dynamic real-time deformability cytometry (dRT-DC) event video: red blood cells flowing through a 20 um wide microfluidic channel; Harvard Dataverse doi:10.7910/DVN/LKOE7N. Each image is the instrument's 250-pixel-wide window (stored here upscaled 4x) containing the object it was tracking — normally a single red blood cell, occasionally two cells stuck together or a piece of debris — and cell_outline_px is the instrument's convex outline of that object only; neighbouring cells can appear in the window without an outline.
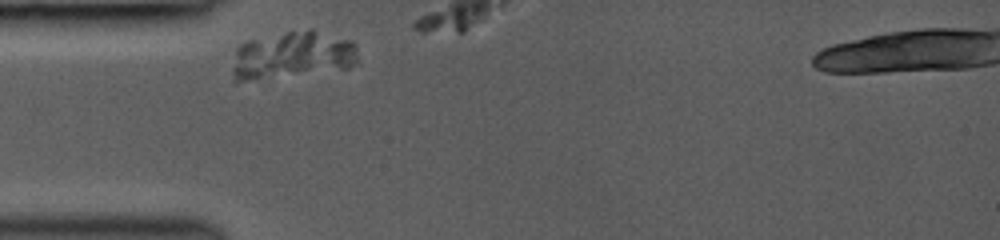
{"species": "common noctule bat (a hibernating species)", "species_latin": "Nyctalus noctula", "temperature_condition": "room temperature", "stored_images_in_passage": 4, "camera_frame_rate_fps": 3000, "um_per_image_px": 0.085, "animal": {"sex": "female", "body_mass_g": 19.0, "forearm_length_mm": 53.3}, "frame": {"image": 1, "passage_image": 1, "time_ms": 0.0, "image_size_px": [1000, 240], "cell_outline_px": [[360, 64], [348, 68], [236, 84], [232, 80], [232, 68], [236, 48], [240, 44], [248, 40], [308, 28], [312, 28], [352, 40], [356, 44]], "centroid_in_image_um": [24.86, 4.72], "position_along_channel_um": 60.1, "area_um2": 36.01}}